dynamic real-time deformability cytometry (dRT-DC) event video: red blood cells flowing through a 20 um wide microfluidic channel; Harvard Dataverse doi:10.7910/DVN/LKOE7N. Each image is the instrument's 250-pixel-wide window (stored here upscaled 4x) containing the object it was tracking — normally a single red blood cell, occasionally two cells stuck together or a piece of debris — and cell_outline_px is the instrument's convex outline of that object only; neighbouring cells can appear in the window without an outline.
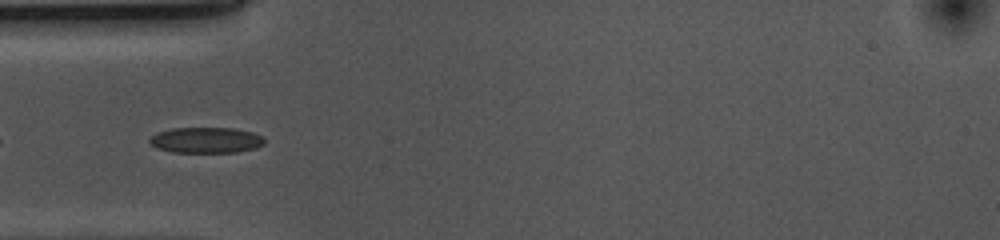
{"species": "common noctule bat (a hibernating species)", "species_latin": "Nyctalus noctula", "temperature_condition": "cold", "stored_images_in_passage": 12, "camera_frame_rate_fps": 3000, "um_per_image_px": 0.085, "animal": {"sex": "female", "body_mass_g": 10.0, "forearm_length_mm": 53.1}, "frame": {"image": 1, "passage_image": 3, "time_ms": 0.667, "image_size_px": [1000, 240], "cell_outline_px": [[264, 144], [256, 148], [236, 152], [172, 152], [156, 148], [148, 140], [156, 132], [172, 128], [232, 128], [252, 132], [264, 136]], "centroid_in_image_um": [17.52, 11.91], "position_along_channel_um": 67.5, "area_um2": 17.28}}
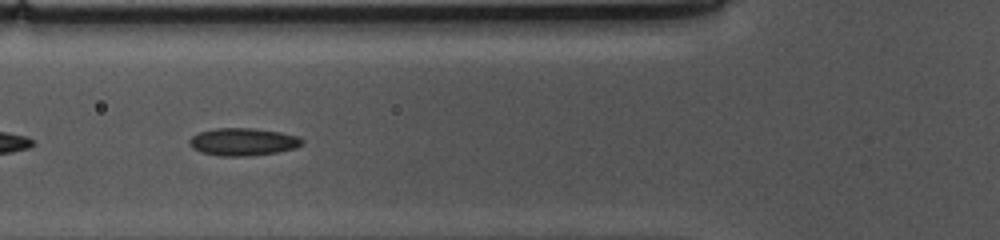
{"frame": {"image": 2, "passage_image": 6, "time_ms": 1.667, "image_size_px": [1000, 240], "cell_outline_px": [[304, 144], [296, 148], [276, 152], [252, 156], [220, 156], [200, 152], [192, 148], [188, 144], [188, 140], [192, 136], [200, 132], [216, 128], [252, 128], [280, 132], [300, 136], [304, 140]], "centroid_in_image_um": [20.67, 12.06], "position_along_channel_um": 105.1, "area_um2": 18.32}}
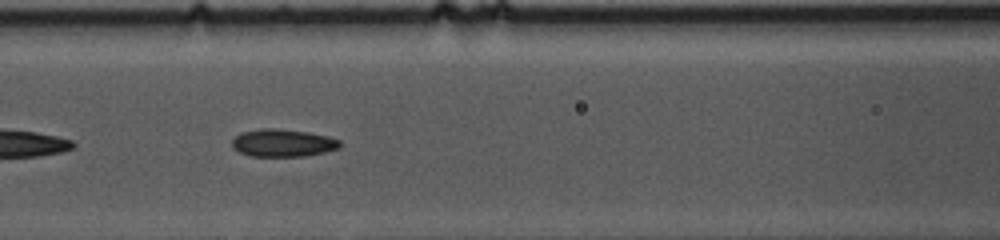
{"frame": {"image": 3, "passage_image": 9, "time_ms": 2.667, "image_size_px": [1000, 240], "cell_outline_px": [[340, 148], [324, 152], [304, 156], [252, 156], [240, 152], [232, 148], [232, 140], [240, 132], [260, 128], [276, 128], [308, 132], [328, 136], [340, 140]], "centroid_in_image_um": [24.03, 12.14], "position_along_channel_um": 142.6, "area_um2": 17.4}}